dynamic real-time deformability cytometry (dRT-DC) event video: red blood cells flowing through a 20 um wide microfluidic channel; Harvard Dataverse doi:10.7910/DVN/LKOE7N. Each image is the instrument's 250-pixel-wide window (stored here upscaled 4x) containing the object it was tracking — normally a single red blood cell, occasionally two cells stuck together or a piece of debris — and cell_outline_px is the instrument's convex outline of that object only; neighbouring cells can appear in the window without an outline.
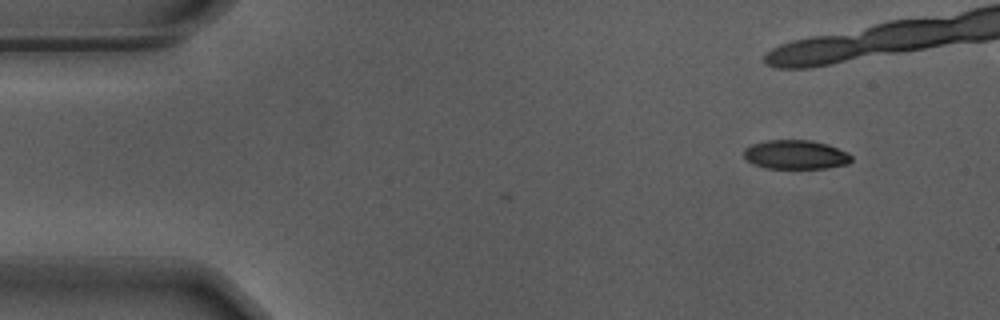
{"species": "Egyptian fruit bat (a non-hibernating species)", "species_latin": "Rousettus aegyptiacus", "temperature_condition": "warm", "stored_images_in_passage": 38, "camera_frame_rate_fps": 3000, "um_per_image_px": 0.085, "animal": {"sex": "male"}, "frame": {"image": 1, "passage_image": 1, "time_ms": 0.0, "image_size_px": [1000, 320], "cell_outline_px": [[852, 160], [848, 164], [828, 168], [764, 168], [752, 164], [744, 156], [744, 148], [752, 144], [768, 140], [808, 140], [824, 144], [848, 152], [852, 156]], "centroid_in_image_um": [67.62, 13.15], "position_along_channel_um": 17.4, "area_um2": 18.15}, "authors_computed_cell_mechanics": {"area_um2": 20.6057, "velocity_mm_per_s": 3.6947, "shape_relaxation_time_tau1_ms": 3.4096, "shape_relaxation_time_tau2_ms": 2.6147, "deformation_change_tau1": 0.1451, "deformation_change_tau2": 0.0885}}